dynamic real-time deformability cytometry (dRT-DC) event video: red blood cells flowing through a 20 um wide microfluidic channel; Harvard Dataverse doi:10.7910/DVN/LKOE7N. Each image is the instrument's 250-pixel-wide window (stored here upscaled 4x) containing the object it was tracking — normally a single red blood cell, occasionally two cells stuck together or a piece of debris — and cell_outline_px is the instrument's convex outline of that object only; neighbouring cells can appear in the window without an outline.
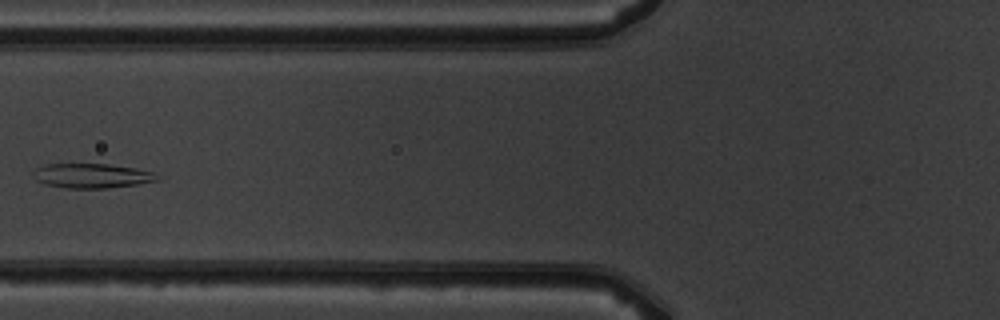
{"species": "common noctule bat (a hibernating species)", "species_latin": "Nyctalus noctula", "temperature_condition": "warm", "stored_images_in_passage": 6, "camera_frame_rate_fps": 3000, "um_per_image_px": 0.085, "animal": {"sex": "male", "body_mass_g": 19.5, "forearm_length_mm": 54.6}, "frame": {"image": 1, "passage_image": 6, "time_ms": 5.667, "image_size_px": [1000, 320], "cell_outline_px": [[160, 180], [136, 184], [108, 188], [64, 188], [44, 184], [36, 180], [36, 168], [44, 164], [108, 164], [136, 168], [152, 172]], "centroid_in_image_um": [7.8, 14.94], "position_along_channel_um": 118.0, "area_um2": 17.51}}